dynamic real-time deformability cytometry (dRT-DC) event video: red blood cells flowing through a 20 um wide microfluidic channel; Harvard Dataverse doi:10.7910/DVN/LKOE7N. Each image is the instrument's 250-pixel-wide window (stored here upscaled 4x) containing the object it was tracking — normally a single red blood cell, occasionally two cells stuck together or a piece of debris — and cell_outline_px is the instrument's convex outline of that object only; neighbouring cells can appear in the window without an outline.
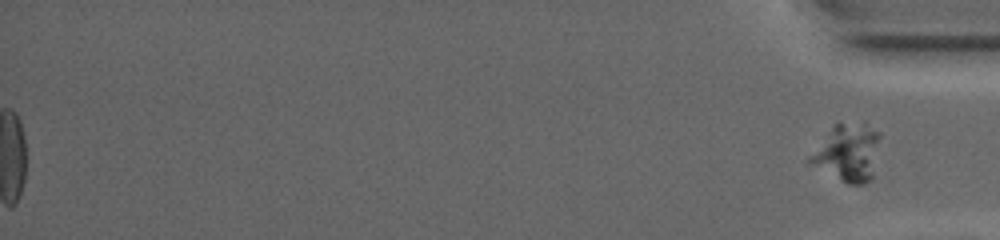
{"species": "common noctule bat (a hibernating species)", "species_latin": "Nyctalus noctula", "temperature_condition": "warm", "stored_images_in_passage": 38, "segment_of_instrument_passage": [2, 2], "camera_frame_rate_fps": 4500, "um_per_image_px": 0.085, "animal": {"sex": "female", "body_mass_g": 19.0, "forearm_length_mm": 53.3}, "frame": {"image": 1, "passage_image": 38, "time_ms": 17.111, "image_size_px": [1000, 240], "cell_outline_px": [[880, 136], [872, 180], [864, 184], [848, 184], [808, 164], [808, 156], [832, 128], [836, 124], [864, 120], [880, 132]], "centroid_in_image_um": [72.08, 12.96], "position_along_channel_um": 363.1, "area_um2": 23.7}}